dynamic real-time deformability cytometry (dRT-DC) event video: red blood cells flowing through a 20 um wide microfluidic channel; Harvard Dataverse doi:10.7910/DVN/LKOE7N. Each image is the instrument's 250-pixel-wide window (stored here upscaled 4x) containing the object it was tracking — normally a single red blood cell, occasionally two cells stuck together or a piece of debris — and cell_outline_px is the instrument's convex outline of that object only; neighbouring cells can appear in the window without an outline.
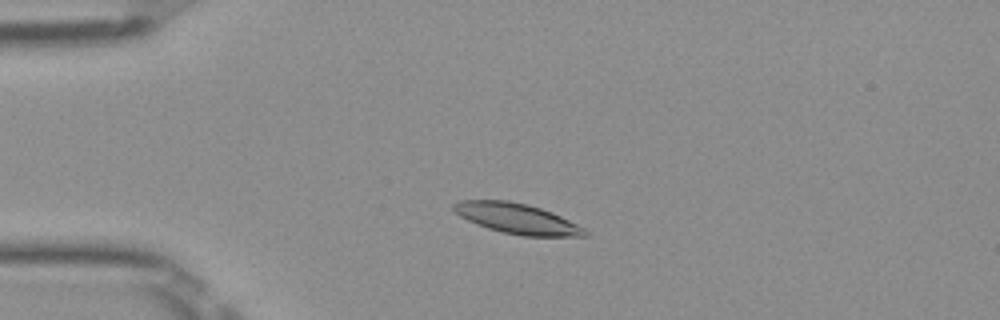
{"species": "Egyptian fruit bat (a non-hibernating species)", "species_latin": "Rousettus aegyptiacus", "temperature_condition": "room temperature", "stored_images_in_passage": 49, "camera_frame_rate_fps": 3000, "um_per_image_px": 0.085, "frame": {"image": 1, "passage_image": 10, "time_ms": 3.0, "image_size_px": [1000, 320], "cell_outline_px": [[588, 236], [524, 236], [504, 232], [488, 228], [468, 220], [460, 216], [452, 208], [452, 204], [460, 200], [508, 200], [528, 204], [552, 212], [584, 228], [588, 232]], "centroid_in_image_um": [43.94, 18.57], "position_along_channel_um": 41.1, "area_um2": 22.95}}
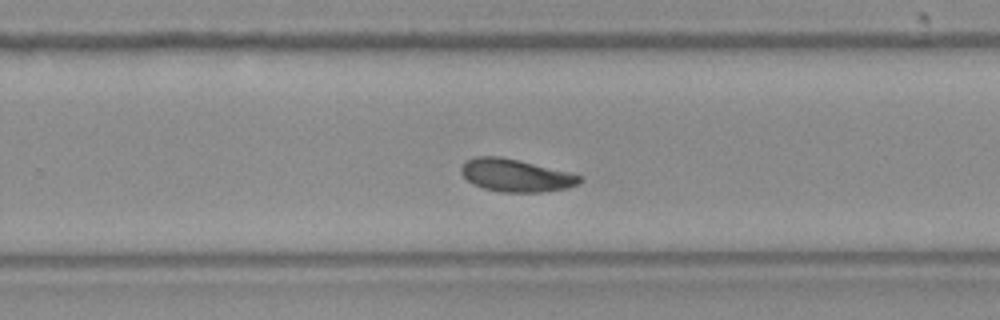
{"frame": {"image": 2, "passage_image": 31, "time_ms": 10.0, "image_size_px": [1000, 320], "cell_outline_px": [[580, 180], [576, 184], [568, 188], [540, 192], [500, 192], [484, 188], [472, 184], [460, 172], [460, 168], [464, 160], [476, 156], [500, 156], [568, 172], [580, 176]], "centroid_in_image_um": [43.76, 14.9], "position_along_channel_um": 286.0, "area_um2": 22.31}}
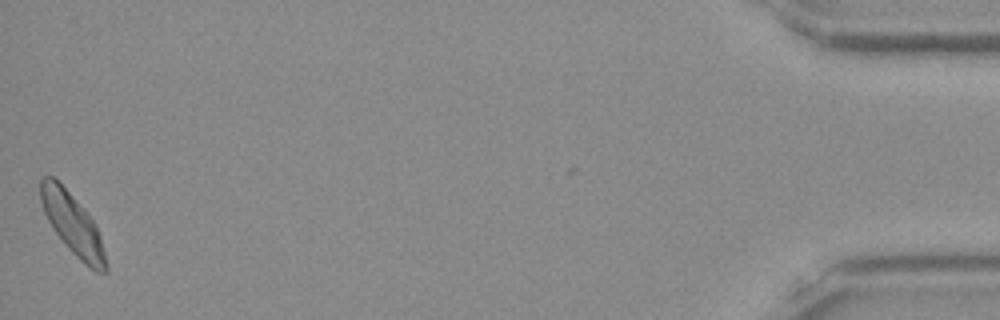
{"frame": {"image": 3, "passage_image": 49, "time_ms": 16.0, "image_size_px": [1000, 320], "cell_outline_px": [[108, 272], [96, 272], [80, 260], [68, 248], [56, 232], [48, 220], [44, 212], [40, 200], [40, 180], [44, 176], [52, 176], [72, 196], [92, 220], [100, 236], [108, 264]], "centroid_in_image_um": [6.17, 19.09], "position_along_channel_um": 429.0, "area_um2": 22.54}, "authors_computed_cell_mechanics": {"area_um2": 22.3686, "velocity_mm_per_s": 3.9347, "shape_relaxation_time_tau1_ms": 7.7052, "shape_relaxation_time_tau2_ms": 6.2555, "deformation_change_tau1": 0.176, "deformation_change_tau2": 0.1224}}